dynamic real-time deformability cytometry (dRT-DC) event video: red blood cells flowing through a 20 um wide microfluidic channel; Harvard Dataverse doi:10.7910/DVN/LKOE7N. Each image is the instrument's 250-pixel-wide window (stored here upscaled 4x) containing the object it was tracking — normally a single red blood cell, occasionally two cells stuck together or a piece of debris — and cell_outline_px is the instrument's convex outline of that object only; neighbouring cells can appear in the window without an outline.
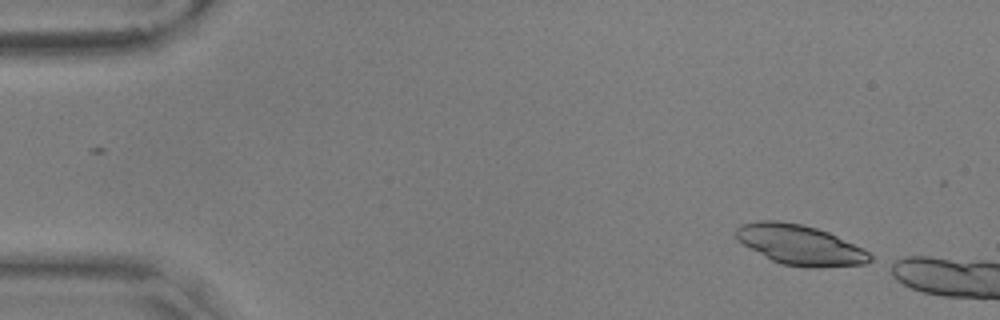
{"species": "common noctule bat (a hibernating species)", "species_latin": "Nyctalus noctula", "temperature_condition": "warm", "stored_images_in_passage": 8, "camera_frame_rate_fps": 3000, "um_per_image_px": 0.085, "animal": {"sex": "male", "body_mass_g": 17.9, "forearm_length_mm": 54.2}, "frame": {"image": 1, "passage_image": 1, "time_ms": 0.0, "image_size_px": [1000, 320], "cell_outline_px": [[872, 260], [864, 264], [820, 268], [808, 268], [780, 264], [772, 260], [744, 244], [736, 236], [736, 228], [740, 224], [760, 220], [776, 220], [800, 224], [816, 228], [828, 232], [868, 252], [872, 256]], "centroid_in_image_um": [67.99, 20.82], "position_along_channel_um": 17.0, "area_um2": 30.87}}